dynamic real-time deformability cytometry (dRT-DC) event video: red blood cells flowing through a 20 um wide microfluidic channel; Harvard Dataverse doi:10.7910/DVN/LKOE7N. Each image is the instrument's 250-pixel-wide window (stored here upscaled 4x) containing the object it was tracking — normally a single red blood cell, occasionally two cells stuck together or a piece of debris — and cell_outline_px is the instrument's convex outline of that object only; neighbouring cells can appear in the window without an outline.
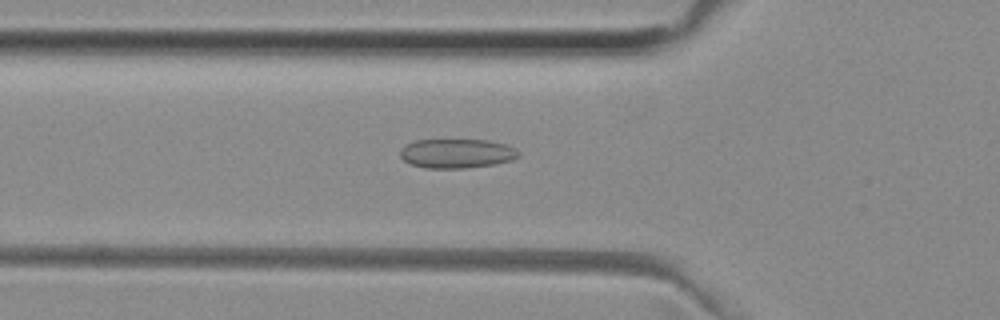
{"species": "common noctule bat (a hibernating species)", "species_latin": "Nyctalus noctula", "temperature_condition": "room temperature", "stored_images_in_passage": 47, "camera_frame_rate_fps": 3000, "um_per_image_px": 0.085, "animal": {"sex": "female", "body_mass_g": 29.2, "forearm_length_mm": 56.3}, "frame": {"image": 1, "passage_image": 18, "time_ms": 5.667, "image_size_px": [1000, 320], "cell_outline_px": [[520, 156], [512, 160], [496, 164], [464, 168], [424, 168], [412, 164], [404, 160], [400, 156], [400, 148], [404, 144], [416, 140], [488, 140], [508, 144], [516, 148], [520, 152]], "centroid_in_image_um": [38.85, 13.04], "position_along_channel_um": 87.0, "area_um2": 20.46}}
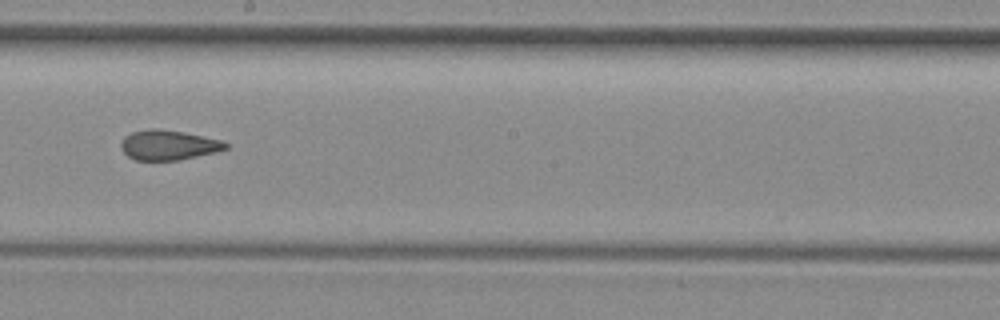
{"frame": {"image": 2, "passage_image": 29, "time_ms": 9.333, "image_size_px": [1000, 320], "cell_outline_px": [[228, 148], [216, 152], [180, 160], [136, 160], [128, 156], [120, 148], [120, 144], [124, 136], [132, 132], [148, 128], [156, 128], [184, 132], [224, 140], [228, 144]], "centroid_in_image_um": [14.33, 12.32], "position_along_channel_um": 233.9, "area_um2": 18.44}}
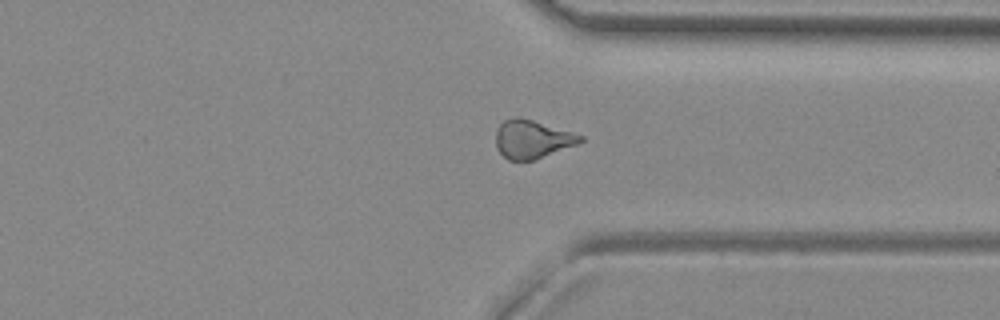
{"frame": {"image": 3, "passage_image": 39, "time_ms": 12.667, "image_size_px": [1000, 320], "cell_outline_px": [[584, 140], [580, 144], [532, 160], [508, 160], [496, 148], [496, 132], [500, 124], [504, 120], [516, 116], [520, 116], [572, 132], [584, 136]], "centroid_in_image_um": [45.25, 11.82], "position_along_channel_um": 366.2, "area_um2": 18.9}}